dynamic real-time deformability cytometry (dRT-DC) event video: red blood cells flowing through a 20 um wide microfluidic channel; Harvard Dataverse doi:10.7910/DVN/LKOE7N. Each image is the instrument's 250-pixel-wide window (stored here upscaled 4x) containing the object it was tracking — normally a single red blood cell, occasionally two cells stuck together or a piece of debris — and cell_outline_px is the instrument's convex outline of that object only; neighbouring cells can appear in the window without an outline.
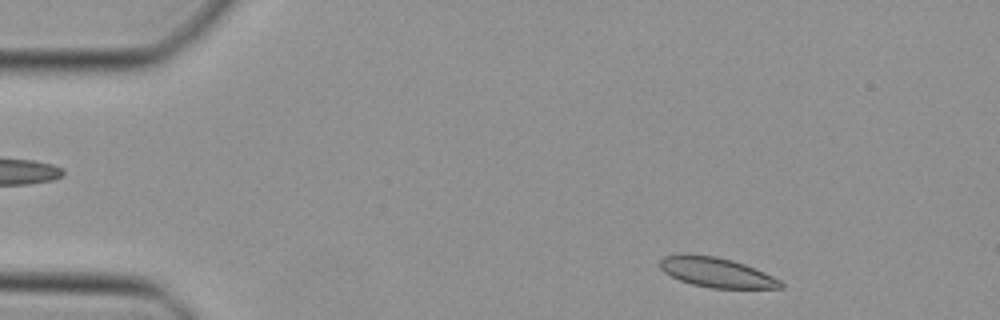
{"species": "Egyptian fruit bat (a non-hibernating species)", "species_latin": "Rousettus aegyptiacus", "temperature_condition": "cold", "stored_images_in_passage": 43, "camera_frame_rate_fps": 3000, "um_per_image_px": 0.085, "animal": {"sex": "female"}, "frame": {"image": 1, "passage_image": 2, "time_ms": 0.333, "image_size_px": [1000, 320], "cell_outline_px": [[784, 288], [712, 288], [692, 284], [680, 280], [664, 272], [660, 268], [660, 260], [664, 256], [716, 256], [732, 260], [756, 268], [780, 280], [784, 284]], "centroid_in_image_um": [60.97, 23.18], "position_along_channel_um": 24.0, "area_um2": 20.4}}
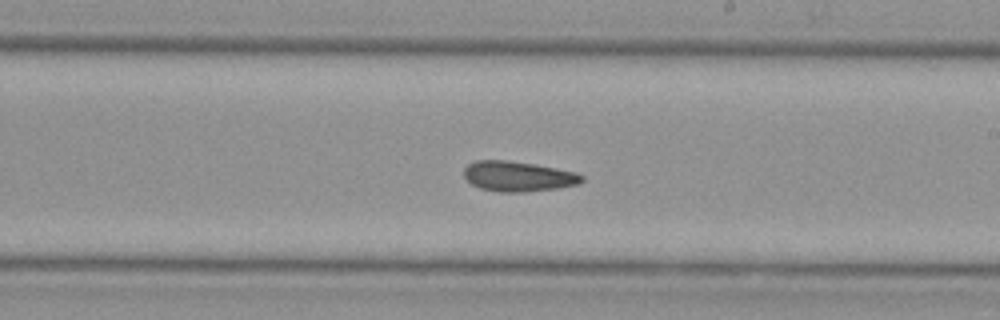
{"frame": {"image": 2, "passage_image": 23, "time_ms": 7.333, "image_size_px": [1000, 320], "cell_outline_px": [[584, 180], [580, 184], [556, 188], [524, 192], [500, 192], [480, 188], [472, 184], [464, 176], [464, 168], [468, 164], [476, 160], [508, 160], [556, 168], [576, 172], [584, 176]], "centroid_in_image_um": [44.05, 14.99], "position_along_channel_um": 245.0, "area_um2": 20.69}}
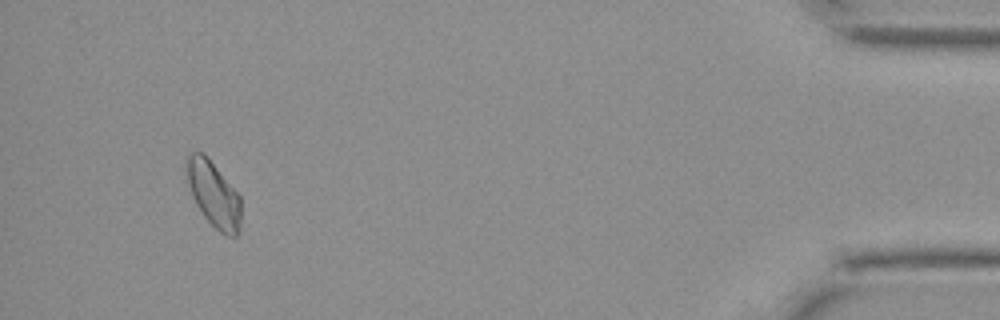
{"frame": {"image": 3, "passage_image": 40, "time_ms": 13.0, "image_size_px": [1000, 320], "cell_outline_px": [[240, 232], [236, 236], [228, 236], [220, 232], [204, 216], [196, 204], [192, 196], [188, 184], [184, 160], [192, 152], [204, 152], [240, 196]], "centroid_in_image_um": [18.14, 16.48], "position_along_channel_um": 417.1, "area_um2": 20.75}}